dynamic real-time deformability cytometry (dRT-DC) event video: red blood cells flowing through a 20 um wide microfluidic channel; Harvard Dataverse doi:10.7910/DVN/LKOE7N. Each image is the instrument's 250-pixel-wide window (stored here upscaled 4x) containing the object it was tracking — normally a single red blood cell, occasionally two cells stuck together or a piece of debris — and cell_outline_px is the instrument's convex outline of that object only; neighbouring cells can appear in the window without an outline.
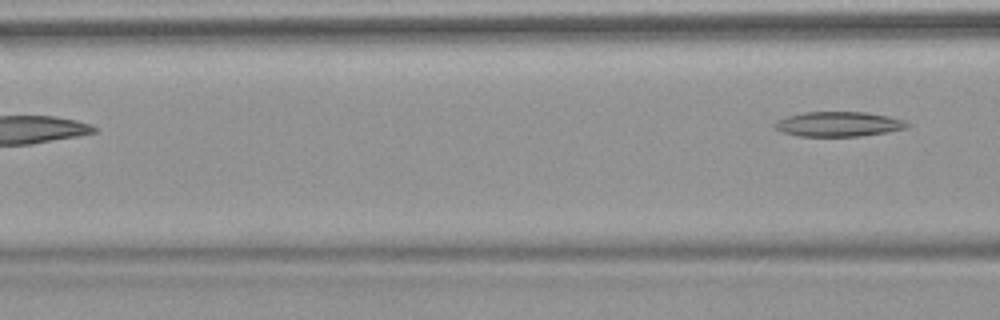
{"species": "common noctule bat (a hibernating species)", "species_latin": "Nyctalus noctula", "temperature_condition": "warm", "stored_images_in_passage": 3, "camera_frame_rate_fps": 3000, "um_per_image_px": 0.085, "animal": {"sex": "female", "body_mass_g": 18.4}, "frame": {"image": 1, "passage_image": 3, "time_ms": 2.333, "image_size_px": [1000, 320], "cell_outline_px": [[912, 124], [908, 128], [888, 132], [860, 136], [800, 136], [780, 132], [772, 128], [772, 124], [776, 120], [788, 116], [804, 112], [868, 112], [888, 116], [904, 120]], "centroid_in_image_um": [71.26, 10.55], "position_along_channel_um": 95.3, "area_um2": 19.48}}